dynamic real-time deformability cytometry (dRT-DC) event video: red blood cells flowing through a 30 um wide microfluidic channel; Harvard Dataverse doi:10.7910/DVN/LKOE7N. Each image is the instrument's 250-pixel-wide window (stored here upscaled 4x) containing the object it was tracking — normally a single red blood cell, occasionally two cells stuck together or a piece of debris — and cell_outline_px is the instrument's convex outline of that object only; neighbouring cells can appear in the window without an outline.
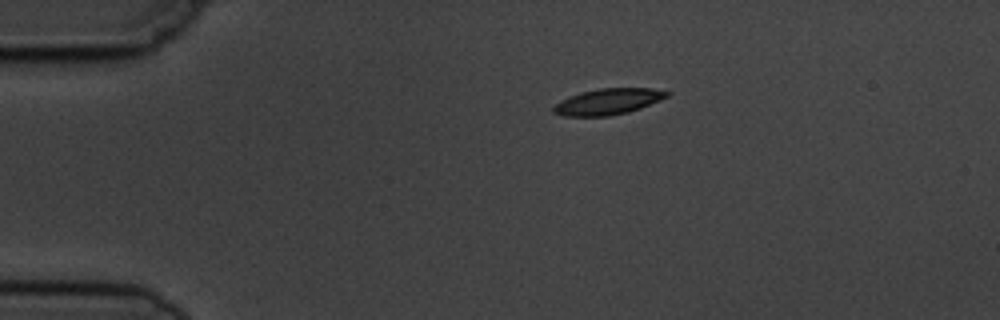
{"species": "common noctule bat (a hibernating species)", "species_latin": "Nyctalus noctula", "temperature_condition": "cold", "stored_images_in_passage": 9, "camera_frame_rate_fps": 3000, "um_per_image_px": 0.085, "animal": {"sex": "male", "body_mass_g": 19.5, "forearm_length_mm": 54.6}, "frame": {"image": 1, "passage_image": 1, "time_ms": 0.0, "image_size_px": [1000, 320], "cell_outline_px": [[672, 92], [668, 96], [660, 100], [640, 108], [628, 112], [608, 116], [564, 116], [552, 112], [552, 108], [560, 100], [568, 96], [580, 92], [600, 88], [652, 88]], "centroid_in_image_um": [51.67, 8.63], "position_along_channel_um": 33.3, "area_um2": 17.28}}
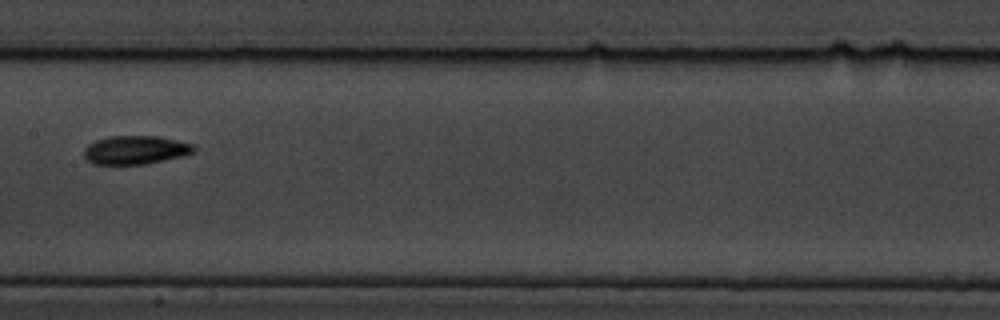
{"frame": {"image": 2, "passage_image": 6, "time_ms": 5.667, "image_size_px": [1000, 320], "cell_outline_px": [[196, 148], [192, 152], [184, 156], [148, 164], [92, 164], [84, 156], [84, 148], [88, 144], [96, 140], [108, 136], [156, 136], [176, 140], [192, 144]], "centroid_in_image_um": [11.5, 12.75], "position_along_channel_um": 195.9, "area_um2": 18.32}}
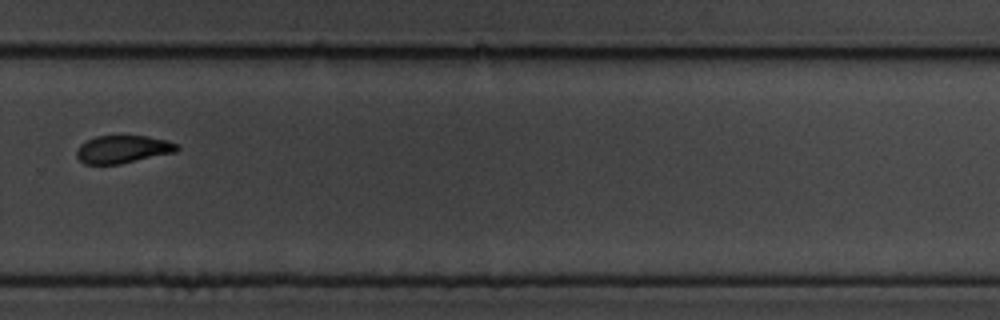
{"frame": {"image": 3, "passage_image": 9, "time_ms": 9.0, "image_size_px": [1000, 320], "cell_outline_px": [[180, 148], [176, 152], [120, 164], [84, 164], [76, 156], [76, 148], [80, 144], [96, 136], [148, 136], [180, 144]], "centroid_in_image_um": [10.44, 12.69], "position_along_channel_um": 319.4, "area_um2": 16.3}}